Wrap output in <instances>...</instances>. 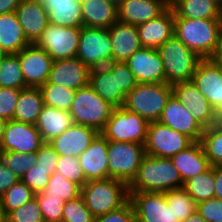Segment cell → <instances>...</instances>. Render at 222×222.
<instances>
[{
    "instance_id": "cell-37",
    "label": "cell",
    "mask_w": 222,
    "mask_h": 222,
    "mask_svg": "<svg viewBox=\"0 0 222 222\" xmlns=\"http://www.w3.org/2000/svg\"><path fill=\"white\" fill-rule=\"evenodd\" d=\"M35 195L60 196L67 202L81 195V187L67 180L60 173H54L50 176L47 186Z\"/></svg>"
},
{
    "instance_id": "cell-2",
    "label": "cell",
    "mask_w": 222,
    "mask_h": 222,
    "mask_svg": "<svg viewBox=\"0 0 222 222\" xmlns=\"http://www.w3.org/2000/svg\"><path fill=\"white\" fill-rule=\"evenodd\" d=\"M183 188L178 170L169 158L145 154L136 176L128 184L129 192H167Z\"/></svg>"
},
{
    "instance_id": "cell-7",
    "label": "cell",
    "mask_w": 222,
    "mask_h": 222,
    "mask_svg": "<svg viewBox=\"0 0 222 222\" xmlns=\"http://www.w3.org/2000/svg\"><path fill=\"white\" fill-rule=\"evenodd\" d=\"M149 122L123 107L114 108L100 132L108 141L134 142L145 145Z\"/></svg>"
},
{
    "instance_id": "cell-39",
    "label": "cell",
    "mask_w": 222,
    "mask_h": 222,
    "mask_svg": "<svg viewBox=\"0 0 222 222\" xmlns=\"http://www.w3.org/2000/svg\"><path fill=\"white\" fill-rule=\"evenodd\" d=\"M34 197L35 193L19 180L0 197V205L7 216L10 212L24 205Z\"/></svg>"
},
{
    "instance_id": "cell-25",
    "label": "cell",
    "mask_w": 222,
    "mask_h": 222,
    "mask_svg": "<svg viewBox=\"0 0 222 222\" xmlns=\"http://www.w3.org/2000/svg\"><path fill=\"white\" fill-rule=\"evenodd\" d=\"M112 42V61L126 62L142 45L137 26L117 21L109 28Z\"/></svg>"
},
{
    "instance_id": "cell-26",
    "label": "cell",
    "mask_w": 222,
    "mask_h": 222,
    "mask_svg": "<svg viewBox=\"0 0 222 222\" xmlns=\"http://www.w3.org/2000/svg\"><path fill=\"white\" fill-rule=\"evenodd\" d=\"M170 159L178 170L183 184L211 167L200 141H194Z\"/></svg>"
},
{
    "instance_id": "cell-42",
    "label": "cell",
    "mask_w": 222,
    "mask_h": 222,
    "mask_svg": "<svg viewBox=\"0 0 222 222\" xmlns=\"http://www.w3.org/2000/svg\"><path fill=\"white\" fill-rule=\"evenodd\" d=\"M56 173H60L67 180L79 185L81 188L87 182L82 168L79 164L78 157L59 155Z\"/></svg>"
},
{
    "instance_id": "cell-15",
    "label": "cell",
    "mask_w": 222,
    "mask_h": 222,
    "mask_svg": "<svg viewBox=\"0 0 222 222\" xmlns=\"http://www.w3.org/2000/svg\"><path fill=\"white\" fill-rule=\"evenodd\" d=\"M172 90L173 95L204 129L218 120V114L192 81L173 84Z\"/></svg>"
},
{
    "instance_id": "cell-12",
    "label": "cell",
    "mask_w": 222,
    "mask_h": 222,
    "mask_svg": "<svg viewBox=\"0 0 222 222\" xmlns=\"http://www.w3.org/2000/svg\"><path fill=\"white\" fill-rule=\"evenodd\" d=\"M136 222H181L175 218L172 207L163 192H129Z\"/></svg>"
},
{
    "instance_id": "cell-6",
    "label": "cell",
    "mask_w": 222,
    "mask_h": 222,
    "mask_svg": "<svg viewBox=\"0 0 222 222\" xmlns=\"http://www.w3.org/2000/svg\"><path fill=\"white\" fill-rule=\"evenodd\" d=\"M114 108L87 85L76 91L69 113L75 124L89 126L101 132Z\"/></svg>"
},
{
    "instance_id": "cell-8",
    "label": "cell",
    "mask_w": 222,
    "mask_h": 222,
    "mask_svg": "<svg viewBox=\"0 0 222 222\" xmlns=\"http://www.w3.org/2000/svg\"><path fill=\"white\" fill-rule=\"evenodd\" d=\"M107 154L109 177L129 184L137 174L145 148L134 142L108 141Z\"/></svg>"
},
{
    "instance_id": "cell-5",
    "label": "cell",
    "mask_w": 222,
    "mask_h": 222,
    "mask_svg": "<svg viewBox=\"0 0 222 222\" xmlns=\"http://www.w3.org/2000/svg\"><path fill=\"white\" fill-rule=\"evenodd\" d=\"M172 85L163 83H138L126 96L123 108L140 115L148 122L158 121L170 96Z\"/></svg>"
},
{
    "instance_id": "cell-61",
    "label": "cell",
    "mask_w": 222,
    "mask_h": 222,
    "mask_svg": "<svg viewBox=\"0 0 222 222\" xmlns=\"http://www.w3.org/2000/svg\"><path fill=\"white\" fill-rule=\"evenodd\" d=\"M219 7L222 6V0H213Z\"/></svg>"
},
{
    "instance_id": "cell-33",
    "label": "cell",
    "mask_w": 222,
    "mask_h": 222,
    "mask_svg": "<svg viewBox=\"0 0 222 222\" xmlns=\"http://www.w3.org/2000/svg\"><path fill=\"white\" fill-rule=\"evenodd\" d=\"M44 105L40 88L22 89L15 107L13 120L35 125Z\"/></svg>"
},
{
    "instance_id": "cell-56",
    "label": "cell",
    "mask_w": 222,
    "mask_h": 222,
    "mask_svg": "<svg viewBox=\"0 0 222 222\" xmlns=\"http://www.w3.org/2000/svg\"><path fill=\"white\" fill-rule=\"evenodd\" d=\"M213 59L219 63H222V30H221L220 40H219V47Z\"/></svg>"
},
{
    "instance_id": "cell-57",
    "label": "cell",
    "mask_w": 222,
    "mask_h": 222,
    "mask_svg": "<svg viewBox=\"0 0 222 222\" xmlns=\"http://www.w3.org/2000/svg\"><path fill=\"white\" fill-rule=\"evenodd\" d=\"M6 122L7 121L0 118V150H1V146H2V140H3V135H4V129H5Z\"/></svg>"
},
{
    "instance_id": "cell-54",
    "label": "cell",
    "mask_w": 222,
    "mask_h": 222,
    "mask_svg": "<svg viewBox=\"0 0 222 222\" xmlns=\"http://www.w3.org/2000/svg\"><path fill=\"white\" fill-rule=\"evenodd\" d=\"M22 0H0V15L15 12Z\"/></svg>"
},
{
    "instance_id": "cell-62",
    "label": "cell",
    "mask_w": 222,
    "mask_h": 222,
    "mask_svg": "<svg viewBox=\"0 0 222 222\" xmlns=\"http://www.w3.org/2000/svg\"><path fill=\"white\" fill-rule=\"evenodd\" d=\"M218 119L222 121V110L218 113Z\"/></svg>"
},
{
    "instance_id": "cell-59",
    "label": "cell",
    "mask_w": 222,
    "mask_h": 222,
    "mask_svg": "<svg viewBox=\"0 0 222 222\" xmlns=\"http://www.w3.org/2000/svg\"><path fill=\"white\" fill-rule=\"evenodd\" d=\"M111 3H113L117 8L126 0H107Z\"/></svg>"
},
{
    "instance_id": "cell-32",
    "label": "cell",
    "mask_w": 222,
    "mask_h": 222,
    "mask_svg": "<svg viewBox=\"0 0 222 222\" xmlns=\"http://www.w3.org/2000/svg\"><path fill=\"white\" fill-rule=\"evenodd\" d=\"M174 18L220 19V7L213 0H169Z\"/></svg>"
},
{
    "instance_id": "cell-13",
    "label": "cell",
    "mask_w": 222,
    "mask_h": 222,
    "mask_svg": "<svg viewBox=\"0 0 222 222\" xmlns=\"http://www.w3.org/2000/svg\"><path fill=\"white\" fill-rule=\"evenodd\" d=\"M191 81L218 114L222 110V63L213 58L202 59Z\"/></svg>"
},
{
    "instance_id": "cell-30",
    "label": "cell",
    "mask_w": 222,
    "mask_h": 222,
    "mask_svg": "<svg viewBox=\"0 0 222 222\" xmlns=\"http://www.w3.org/2000/svg\"><path fill=\"white\" fill-rule=\"evenodd\" d=\"M73 124L74 120L68 111L44 105L35 126L41 133L43 141L49 142Z\"/></svg>"
},
{
    "instance_id": "cell-23",
    "label": "cell",
    "mask_w": 222,
    "mask_h": 222,
    "mask_svg": "<svg viewBox=\"0 0 222 222\" xmlns=\"http://www.w3.org/2000/svg\"><path fill=\"white\" fill-rule=\"evenodd\" d=\"M169 0H126L118 9V21L138 26L161 15Z\"/></svg>"
},
{
    "instance_id": "cell-50",
    "label": "cell",
    "mask_w": 222,
    "mask_h": 222,
    "mask_svg": "<svg viewBox=\"0 0 222 222\" xmlns=\"http://www.w3.org/2000/svg\"><path fill=\"white\" fill-rule=\"evenodd\" d=\"M59 155L53 147L45 142L37 151V159L35 164L43 170L49 171V175L56 173Z\"/></svg>"
},
{
    "instance_id": "cell-10",
    "label": "cell",
    "mask_w": 222,
    "mask_h": 222,
    "mask_svg": "<svg viewBox=\"0 0 222 222\" xmlns=\"http://www.w3.org/2000/svg\"><path fill=\"white\" fill-rule=\"evenodd\" d=\"M81 28L49 23L34 44L45 50L54 61L76 58Z\"/></svg>"
},
{
    "instance_id": "cell-49",
    "label": "cell",
    "mask_w": 222,
    "mask_h": 222,
    "mask_svg": "<svg viewBox=\"0 0 222 222\" xmlns=\"http://www.w3.org/2000/svg\"><path fill=\"white\" fill-rule=\"evenodd\" d=\"M196 211L206 222H222V200L211 198L197 203Z\"/></svg>"
},
{
    "instance_id": "cell-58",
    "label": "cell",
    "mask_w": 222,
    "mask_h": 222,
    "mask_svg": "<svg viewBox=\"0 0 222 222\" xmlns=\"http://www.w3.org/2000/svg\"><path fill=\"white\" fill-rule=\"evenodd\" d=\"M0 222H7L6 215H5L1 205H0Z\"/></svg>"
},
{
    "instance_id": "cell-9",
    "label": "cell",
    "mask_w": 222,
    "mask_h": 222,
    "mask_svg": "<svg viewBox=\"0 0 222 222\" xmlns=\"http://www.w3.org/2000/svg\"><path fill=\"white\" fill-rule=\"evenodd\" d=\"M76 57L90 69L112 62L109 28L82 27Z\"/></svg>"
},
{
    "instance_id": "cell-60",
    "label": "cell",
    "mask_w": 222,
    "mask_h": 222,
    "mask_svg": "<svg viewBox=\"0 0 222 222\" xmlns=\"http://www.w3.org/2000/svg\"><path fill=\"white\" fill-rule=\"evenodd\" d=\"M7 54L4 52V50L0 47V61L6 56Z\"/></svg>"
},
{
    "instance_id": "cell-45",
    "label": "cell",
    "mask_w": 222,
    "mask_h": 222,
    "mask_svg": "<svg viewBox=\"0 0 222 222\" xmlns=\"http://www.w3.org/2000/svg\"><path fill=\"white\" fill-rule=\"evenodd\" d=\"M6 220L7 222H45L36 197L10 212Z\"/></svg>"
},
{
    "instance_id": "cell-53",
    "label": "cell",
    "mask_w": 222,
    "mask_h": 222,
    "mask_svg": "<svg viewBox=\"0 0 222 222\" xmlns=\"http://www.w3.org/2000/svg\"><path fill=\"white\" fill-rule=\"evenodd\" d=\"M215 198L222 200V166H214Z\"/></svg>"
},
{
    "instance_id": "cell-19",
    "label": "cell",
    "mask_w": 222,
    "mask_h": 222,
    "mask_svg": "<svg viewBox=\"0 0 222 222\" xmlns=\"http://www.w3.org/2000/svg\"><path fill=\"white\" fill-rule=\"evenodd\" d=\"M158 121L187 135L193 141H201L204 128L173 94L168 99Z\"/></svg>"
},
{
    "instance_id": "cell-43",
    "label": "cell",
    "mask_w": 222,
    "mask_h": 222,
    "mask_svg": "<svg viewBox=\"0 0 222 222\" xmlns=\"http://www.w3.org/2000/svg\"><path fill=\"white\" fill-rule=\"evenodd\" d=\"M94 216L87 208L83 197L69 200L63 207L62 222H93Z\"/></svg>"
},
{
    "instance_id": "cell-3",
    "label": "cell",
    "mask_w": 222,
    "mask_h": 222,
    "mask_svg": "<svg viewBox=\"0 0 222 222\" xmlns=\"http://www.w3.org/2000/svg\"><path fill=\"white\" fill-rule=\"evenodd\" d=\"M87 208L94 217L117 210L129 201L128 184L115 178L89 181L81 188Z\"/></svg>"
},
{
    "instance_id": "cell-63",
    "label": "cell",
    "mask_w": 222,
    "mask_h": 222,
    "mask_svg": "<svg viewBox=\"0 0 222 222\" xmlns=\"http://www.w3.org/2000/svg\"><path fill=\"white\" fill-rule=\"evenodd\" d=\"M220 19L222 21V6L220 7Z\"/></svg>"
},
{
    "instance_id": "cell-35",
    "label": "cell",
    "mask_w": 222,
    "mask_h": 222,
    "mask_svg": "<svg viewBox=\"0 0 222 222\" xmlns=\"http://www.w3.org/2000/svg\"><path fill=\"white\" fill-rule=\"evenodd\" d=\"M0 87L12 89H26L19 57L17 54H7L0 61Z\"/></svg>"
},
{
    "instance_id": "cell-51",
    "label": "cell",
    "mask_w": 222,
    "mask_h": 222,
    "mask_svg": "<svg viewBox=\"0 0 222 222\" xmlns=\"http://www.w3.org/2000/svg\"><path fill=\"white\" fill-rule=\"evenodd\" d=\"M93 222H136L134 208L131 202L128 201L117 210L94 217Z\"/></svg>"
},
{
    "instance_id": "cell-18",
    "label": "cell",
    "mask_w": 222,
    "mask_h": 222,
    "mask_svg": "<svg viewBox=\"0 0 222 222\" xmlns=\"http://www.w3.org/2000/svg\"><path fill=\"white\" fill-rule=\"evenodd\" d=\"M90 71L77 57L55 60L47 82L77 91L89 85Z\"/></svg>"
},
{
    "instance_id": "cell-48",
    "label": "cell",
    "mask_w": 222,
    "mask_h": 222,
    "mask_svg": "<svg viewBox=\"0 0 222 222\" xmlns=\"http://www.w3.org/2000/svg\"><path fill=\"white\" fill-rule=\"evenodd\" d=\"M49 179V171L43 170L35 164L31 169L26 171L20 180L37 194L47 186Z\"/></svg>"
},
{
    "instance_id": "cell-21",
    "label": "cell",
    "mask_w": 222,
    "mask_h": 222,
    "mask_svg": "<svg viewBox=\"0 0 222 222\" xmlns=\"http://www.w3.org/2000/svg\"><path fill=\"white\" fill-rule=\"evenodd\" d=\"M98 133L99 132L92 127L74 123L70 128L66 129L48 143L58 155L79 157L80 154L88 148Z\"/></svg>"
},
{
    "instance_id": "cell-11",
    "label": "cell",
    "mask_w": 222,
    "mask_h": 222,
    "mask_svg": "<svg viewBox=\"0 0 222 222\" xmlns=\"http://www.w3.org/2000/svg\"><path fill=\"white\" fill-rule=\"evenodd\" d=\"M194 141L159 121L149 122L144 145L145 154L154 157L171 158L190 146Z\"/></svg>"
},
{
    "instance_id": "cell-1",
    "label": "cell",
    "mask_w": 222,
    "mask_h": 222,
    "mask_svg": "<svg viewBox=\"0 0 222 222\" xmlns=\"http://www.w3.org/2000/svg\"><path fill=\"white\" fill-rule=\"evenodd\" d=\"M221 30V19L174 18V36L202 59L215 56Z\"/></svg>"
},
{
    "instance_id": "cell-36",
    "label": "cell",
    "mask_w": 222,
    "mask_h": 222,
    "mask_svg": "<svg viewBox=\"0 0 222 222\" xmlns=\"http://www.w3.org/2000/svg\"><path fill=\"white\" fill-rule=\"evenodd\" d=\"M201 144L211 166H222V121L204 129Z\"/></svg>"
},
{
    "instance_id": "cell-55",
    "label": "cell",
    "mask_w": 222,
    "mask_h": 222,
    "mask_svg": "<svg viewBox=\"0 0 222 222\" xmlns=\"http://www.w3.org/2000/svg\"><path fill=\"white\" fill-rule=\"evenodd\" d=\"M181 222H206V221L196 211L193 214H191L188 218H186L184 221H181Z\"/></svg>"
},
{
    "instance_id": "cell-46",
    "label": "cell",
    "mask_w": 222,
    "mask_h": 222,
    "mask_svg": "<svg viewBox=\"0 0 222 222\" xmlns=\"http://www.w3.org/2000/svg\"><path fill=\"white\" fill-rule=\"evenodd\" d=\"M111 73H116L117 86L126 96L138 84L134 74L125 62H110L106 65Z\"/></svg>"
},
{
    "instance_id": "cell-41",
    "label": "cell",
    "mask_w": 222,
    "mask_h": 222,
    "mask_svg": "<svg viewBox=\"0 0 222 222\" xmlns=\"http://www.w3.org/2000/svg\"><path fill=\"white\" fill-rule=\"evenodd\" d=\"M1 159L6 163L8 168L14 172L19 178L31 169L36 162L37 152L34 153H20L15 151L0 152Z\"/></svg>"
},
{
    "instance_id": "cell-52",
    "label": "cell",
    "mask_w": 222,
    "mask_h": 222,
    "mask_svg": "<svg viewBox=\"0 0 222 222\" xmlns=\"http://www.w3.org/2000/svg\"><path fill=\"white\" fill-rule=\"evenodd\" d=\"M19 178L12 172L0 157V197L15 183Z\"/></svg>"
},
{
    "instance_id": "cell-22",
    "label": "cell",
    "mask_w": 222,
    "mask_h": 222,
    "mask_svg": "<svg viewBox=\"0 0 222 222\" xmlns=\"http://www.w3.org/2000/svg\"><path fill=\"white\" fill-rule=\"evenodd\" d=\"M15 13L27 40L34 44L49 24L46 9L40 0H22Z\"/></svg>"
},
{
    "instance_id": "cell-40",
    "label": "cell",
    "mask_w": 222,
    "mask_h": 222,
    "mask_svg": "<svg viewBox=\"0 0 222 222\" xmlns=\"http://www.w3.org/2000/svg\"><path fill=\"white\" fill-rule=\"evenodd\" d=\"M164 193L169 207H172L175 213L176 219L184 221L191 214L196 212L197 203L184 188L173 189Z\"/></svg>"
},
{
    "instance_id": "cell-31",
    "label": "cell",
    "mask_w": 222,
    "mask_h": 222,
    "mask_svg": "<svg viewBox=\"0 0 222 222\" xmlns=\"http://www.w3.org/2000/svg\"><path fill=\"white\" fill-rule=\"evenodd\" d=\"M31 44L15 12L0 15V47L6 54H17Z\"/></svg>"
},
{
    "instance_id": "cell-38",
    "label": "cell",
    "mask_w": 222,
    "mask_h": 222,
    "mask_svg": "<svg viewBox=\"0 0 222 222\" xmlns=\"http://www.w3.org/2000/svg\"><path fill=\"white\" fill-rule=\"evenodd\" d=\"M42 91L44 104L58 108L63 111H70L76 91L64 88L56 84L46 82L40 87Z\"/></svg>"
},
{
    "instance_id": "cell-29",
    "label": "cell",
    "mask_w": 222,
    "mask_h": 222,
    "mask_svg": "<svg viewBox=\"0 0 222 222\" xmlns=\"http://www.w3.org/2000/svg\"><path fill=\"white\" fill-rule=\"evenodd\" d=\"M89 85L115 108L123 106L125 95L117 86L116 73H111L106 66L91 69Z\"/></svg>"
},
{
    "instance_id": "cell-28",
    "label": "cell",
    "mask_w": 222,
    "mask_h": 222,
    "mask_svg": "<svg viewBox=\"0 0 222 222\" xmlns=\"http://www.w3.org/2000/svg\"><path fill=\"white\" fill-rule=\"evenodd\" d=\"M83 27L110 28L118 21L117 7L107 0H80Z\"/></svg>"
},
{
    "instance_id": "cell-4",
    "label": "cell",
    "mask_w": 222,
    "mask_h": 222,
    "mask_svg": "<svg viewBox=\"0 0 222 222\" xmlns=\"http://www.w3.org/2000/svg\"><path fill=\"white\" fill-rule=\"evenodd\" d=\"M165 71V83L189 82L202 58L172 36L157 48Z\"/></svg>"
},
{
    "instance_id": "cell-20",
    "label": "cell",
    "mask_w": 222,
    "mask_h": 222,
    "mask_svg": "<svg viewBox=\"0 0 222 222\" xmlns=\"http://www.w3.org/2000/svg\"><path fill=\"white\" fill-rule=\"evenodd\" d=\"M107 149L108 140L99 132L78 157L87 182L109 178Z\"/></svg>"
},
{
    "instance_id": "cell-14",
    "label": "cell",
    "mask_w": 222,
    "mask_h": 222,
    "mask_svg": "<svg viewBox=\"0 0 222 222\" xmlns=\"http://www.w3.org/2000/svg\"><path fill=\"white\" fill-rule=\"evenodd\" d=\"M17 55L26 86L40 88L44 85L54 61L49 54L35 44H29Z\"/></svg>"
},
{
    "instance_id": "cell-17",
    "label": "cell",
    "mask_w": 222,
    "mask_h": 222,
    "mask_svg": "<svg viewBox=\"0 0 222 222\" xmlns=\"http://www.w3.org/2000/svg\"><path fill=\"white\" fill-rule=\"evenodd\" d=\"M125 63L138 83L165 82L163 62L155 48L141 47Z\"/></svg>"
},
{
    "instance_id": "cell-34",
    "label": "cell",
    "mask_w": 222,
    "mask_h": 222,
    "mask_svg": "<svg viewBox=\"0 0 222 222\" xmlns=\"http://www.w3.org/2000/svg\"><path fill=\"white\" fill-rule=\"evenodd\" d=\"M183 188L196 203L215 198L214 166L186 181Z\"/></svg>"
},
{
    "instance_id": "cell-24",
    "label": "cell",
    "mask_w": 222,
    "mask_h": 222,
    "mask_svg": "<svg viewBox=\"0 0 222 222\" xmlns=\"http://www.w3.org/2000/svg\"><path fill=\"white\" fill-rule=\"evenodd\" d=\"M142 47L157 49L174 35V12L169 6L158 17L137 26Z\"/></svg>"
},
{
    "instance_id": "cell-44",
    "label": "cell",
    "mask_w": 222,
    "mask_h": 222,
    "mask_svg": "<svg viewBox=\"0 0 222 222\" xmlns=\"http://www.w3.org/2000/svg\"><path fill=\"white\" fill-rule=\"evenodd\" d=\"M45 222H62L65 201L62 197L35 195Z\"/></svg>"
},
{
    "instance_id": "cell-27",
    "label": "cell",
    "mask_w": 222,
    "mask_h": 222,
    "mask_svg": "<svg viewBox=\"0 0 222 222\" xmlns=\"http://www.w3.org/2000/svg\"><path fill=\"white\" fill-rule=\"evenodd\" d=\"M49 23L64 27H83L80 0H40Z\"/></svg>"
},
{
    "instance_id": "cell-16",
    "label": "cell",
    "mask_w": 222,
    "mask_h": 222,
    "mask_svg": "<svg viewBox=\"0 0 222 222\" xmlns=\"http://www.w3.org/2000/svg\"><path fill=\"white\" fill-rule=\"evenodd\" d=\"M45 142L35 125L10 120L6 122L0 152H37Z\"/></svg>"
},
{
    "instance_id": "cell-47",
    "label": "cell",
    "mask_w": 222,
    "mask_h": 222,
    "mask_svg": "<svg viewBox=\"0 0 222 222\" xmlns=\"http://www.w3.org/2000/svg\"><path fill=\"white\" fill-rule=\"evenodd\" d=\"M21 90L0 87V118L5 121L13 120L15 107Z\"/></svg>"
}]
</instances>
